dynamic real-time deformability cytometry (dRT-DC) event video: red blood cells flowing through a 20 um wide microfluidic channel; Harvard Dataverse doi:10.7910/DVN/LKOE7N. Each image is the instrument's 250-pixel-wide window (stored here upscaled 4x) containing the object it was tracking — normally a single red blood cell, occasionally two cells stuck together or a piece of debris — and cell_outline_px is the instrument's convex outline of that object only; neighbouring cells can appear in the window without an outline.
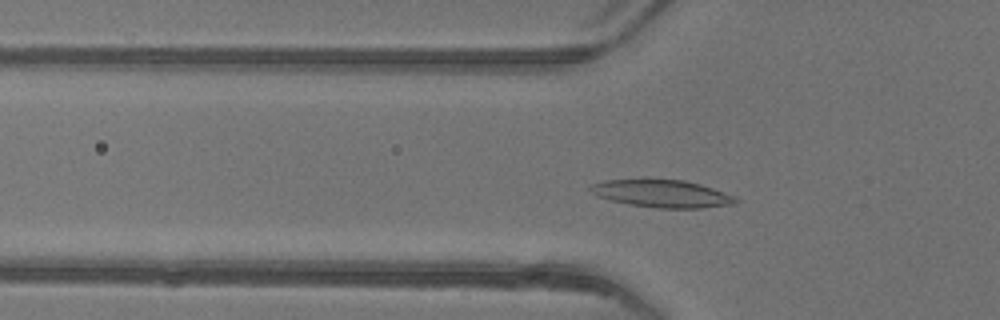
{"species": "common noctule bat (a hibernating species)", "species_latin": "Nyctalus noctula", "temperature_condition": "warm", "stored_images_in_passage": 46, "camera_frame_rate_fps": 3000, "um_per_image_px": 0.085, "animal": {"sex": "female"}, "frame": {"image": 1, "passage_image": 12, "time_ms": 3.667, "image_size_px": [1000, 320], "cell_outline_px": [[740, 200], [732, 204], [700, 208], [656, 208], [628, 204], [596, 196], [588, 188], [592, 184], [604, 180], [684, 180], [700, 184], [736, 196]], "centroid_in_image_um": [56.28, 16.47], "position_along_channel_um": 69.5, "area_um2": 23.06}}
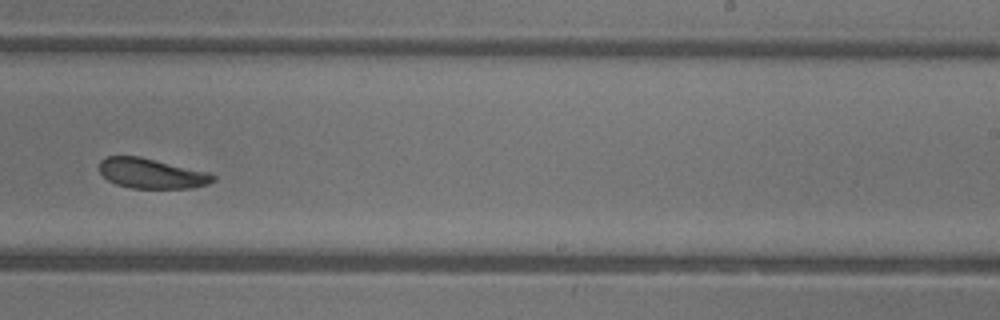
{"frame": {"image": 2, "passage_image": 27, "time_ms": 8.667, "image_size_px": [1000, 320], "cell_outline_px": [[216, 180], [208, 184], [192, 188], [132, 188], [116, 184], [108, 180], [100, 172], [100, 160], [104, 156], [140, 156], [208, 172], [216, 176]], "centroid_in_image_um": [12.89, 14.74], "position_along_channel_um": 276.1, "area_um2": 19.94}}
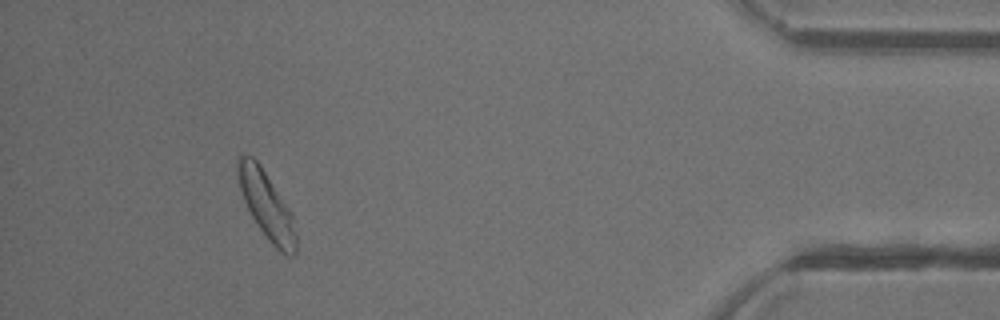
{"frame": {"image": 3, "passage_image": 41, "time_ms": 13.333, "image_size_px": [1000, 320], "cell_outline_px": [[296, 252], [292, 256], [288, 256], [280, 252], [268, 240], [252, 216], [244, 200], [240, 188], [236, 168], [236, 160], [240, 152], [252, 156], [260, 164], [288, 208], [292, 216], [296, 236]], "centroid_in_image_um": [22.62, 17.41], "position_along_channel_um": 412.6, "area_um2": 22.48}, "authors_computed_cell_mechanics": {"area_um2": 21.4727, "velocity_mm_per_s": 4.1396, "shape_relaxation_time_tau1_ms": 2.4138, "shape_relaxation_time_tau2_ms": 3.7069, "deformation_change_tau1": 0.1216, "deformation_change_tau2": 0.1148}}